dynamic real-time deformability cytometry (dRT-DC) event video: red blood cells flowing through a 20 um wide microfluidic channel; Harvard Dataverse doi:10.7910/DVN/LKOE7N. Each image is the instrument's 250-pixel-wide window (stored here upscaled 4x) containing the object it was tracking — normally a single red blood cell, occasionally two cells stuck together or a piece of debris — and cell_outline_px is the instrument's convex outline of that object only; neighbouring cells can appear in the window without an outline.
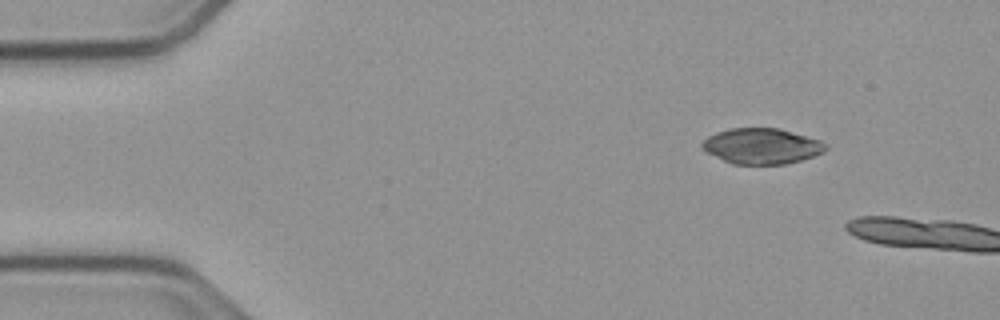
{"species": "common noctule bat (a hibernating species)", "species_latin": "Nyctalus noctula", "temperature_condition": "cold", "stored_images_in_passage": 4, "camera_frame_rate_fps": 3000, "um_per_image_px": 0.085, "animal": {"sex": "male", "body_mass_g": 23.1, "forearm_length_mm": 52.7}, "frame": {"image": 1, "passage_image": 1, "time_ms": 0.0, "image_size_px": [1000, 320], "cell_outline_px": [[828, 148], [824, 152], [800, 160], [784, 164], [732, 164], [700, 148], [700, 144], [708, 136], [716, 132], [728, 128], [780, 128], [820, 140], [828, 144]], "centroid_in_image_um": [64.75, 12.41], "position_along_channel_um": 20.3, "area_um2": 25.66}}